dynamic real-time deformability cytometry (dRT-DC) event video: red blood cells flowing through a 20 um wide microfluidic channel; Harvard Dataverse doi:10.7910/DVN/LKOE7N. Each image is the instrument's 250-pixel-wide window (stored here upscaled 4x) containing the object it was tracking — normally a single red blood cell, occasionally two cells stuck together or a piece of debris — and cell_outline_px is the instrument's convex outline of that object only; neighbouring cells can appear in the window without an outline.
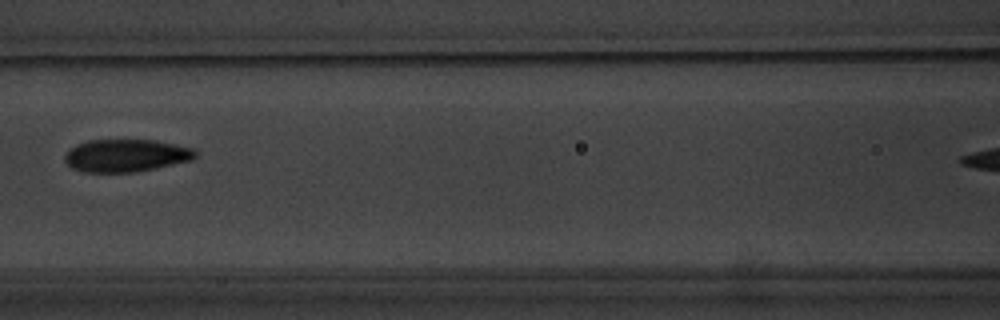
{"species": "common noctule bat (a hibernating species)", "species_latin": "Nyctalus noctula", "temperature_condition": "warm", "stored_images_in_passage": 8, "camera_frame_rate_fps": 3000, "um_per_image_px": 0.085, "animal": {"sex": "male", "body_mass_g": 20.1, "forearm_length_mm": 53.5}, "frame": {"image": 1, "passage_image": 3, "time_ms": 2.333, "image_size_px": [1000, 320], "cell_outline_px": [[196, 156], [192, 160], [132, 172], [84, 172], [72, 168], [64, 160], [64, 156], [76, 144], [88, 140], [156, 140], [196, 148]], "centroid_in_image_um": [10.72, 13.21], "position_along_channel_um": 155.9, "area_um2": 24.68}}
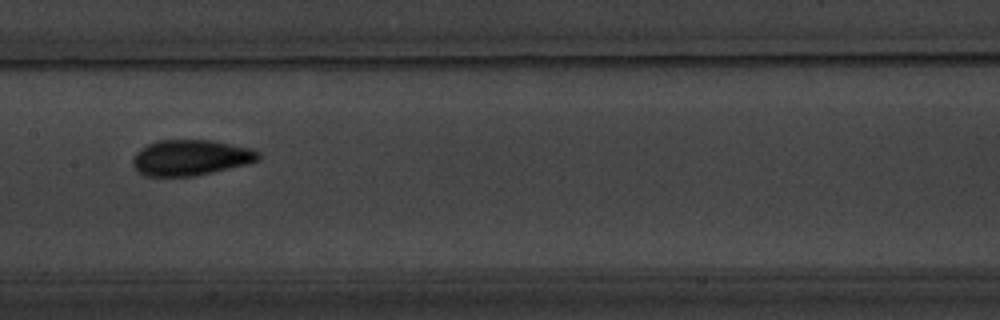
{"frame": {"image": 2, "passage_image": 4, "time_ms": 3.333, "image_size_px": [1000, 320], "cell_outline_px": [[260, 160], [248, 164], [212, 172], [192, 176], [144, 176], [132, 164], [132, 160], [136, 152], [148, 144], [160, 140], [212, 140], [252, 148], [260, 152]], "centroid_in_image_um": [16.24, 13.39], "position_along_channel_um": 191.2, "area_um2": 26.13}}
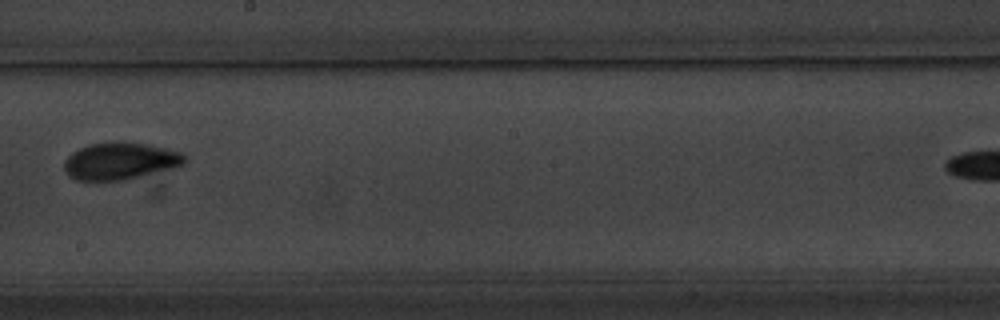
{"frame": {"image": 3, "passage_image": 5, "time_ms": 4.667, "image_size_px": [1000, 320], "cell_outline_px": [[188, 160], [184, 164], [172, 168], [124, 180], [76, 180], [68, 176], [64, 168], [64, 160], [72, 152], [88, 144], [112, 140], [116, 140], [144, 144], [168, 148], [180, 152], [188, 156]], "centroid_in_image_um": [10.21, 13.66], "position_along_channel_um": 238.0, "area_um2": 26.36}}